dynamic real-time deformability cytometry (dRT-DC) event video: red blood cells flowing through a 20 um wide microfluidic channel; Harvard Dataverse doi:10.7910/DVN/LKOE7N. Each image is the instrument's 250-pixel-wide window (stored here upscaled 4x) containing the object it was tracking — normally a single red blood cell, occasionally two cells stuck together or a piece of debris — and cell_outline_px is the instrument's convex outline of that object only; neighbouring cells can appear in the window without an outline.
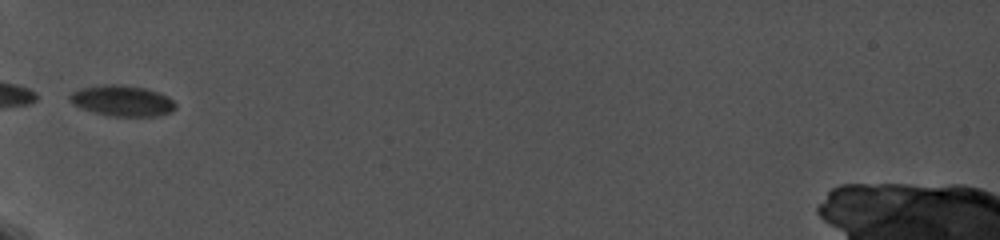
{"species": "common noctule bat (a hibernating species)", "species_latin": "Nyctalus noctula", "temperature_condition": "cold", "stored_images_in_passage": 11, "camera_frame_rate_fps": 5000, "um_per_image_px": 0.085, "animal": {"sex": "female", "body_mass_g": 19.0, "forearm_length_mm": 56.7}, "frame": {"image": 1, "passage_image": 1, "time_ms": 0.0, "image_size_px": [1000, 240], "cell_outline_px": [[176, 108], [172, 112], [156, 116], [112, 116], [96, 112], [84, 108], [68, 100], [68, 96], [72, 92], [80, 88], [104, 84], [120, 84], [144, 88], [168, 96], [176, 104]], "centroid_in_image_um": [10.41, 8.55], "position_along_channel_um": 74.6, "area_um2": 18.79}}